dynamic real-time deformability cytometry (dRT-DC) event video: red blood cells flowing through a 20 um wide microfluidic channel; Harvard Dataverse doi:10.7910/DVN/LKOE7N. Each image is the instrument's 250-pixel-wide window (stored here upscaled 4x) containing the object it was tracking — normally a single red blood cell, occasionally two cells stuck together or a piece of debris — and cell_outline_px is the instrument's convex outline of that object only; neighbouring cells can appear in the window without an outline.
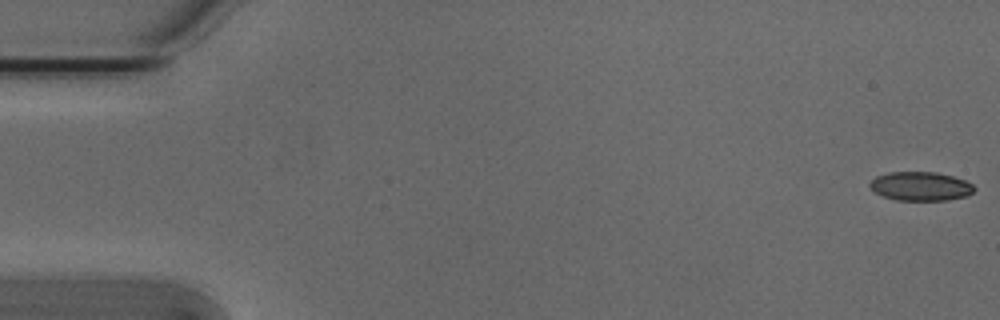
{"species": "Egyptian fruit bat (a non-hibernating species)", "species_latin": "Rousettus aegyptiacus", "temperature_condition": "cold", "stored_images_in_passage": 20, "camera_frame_rate_fps": 3000, "um_per_image_px": 0.085, "animal": {"sex": "male"}, "frame": {"image": 1, "passage_image": 1, "time_ms": 0.0, "image_size_px": [1000, 320], "cell_outline_px": [[976, 188], [968, 196], [948, 200], [896, 200], [884, 196], [876, 192], [868, 184], [876, 176], [888, 172], [936, 172], [952, 176], [964, 180], [972, 184]], "centroid_in_image_um": [78.27, 15.83], "position_along_channel_um": 6.7, "area_um2": 17.51}}
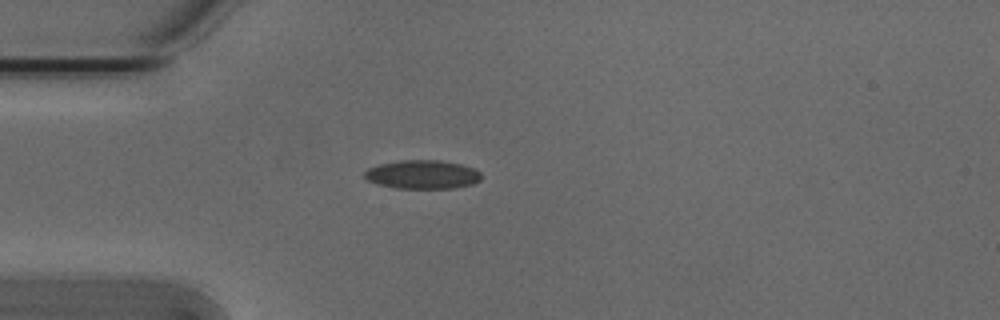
{"frame": {"image": 2, "passage_image": 15, "time_ms": 4.667, "image_size_px": [1000, 320], "cell_outline_px": [[480, 180], [472, 184], [452, 188], [396, 188], [380, 184], [368, 180], [364, 176], [364, 172], [368, 168], [380, 164], [400, 160], [440, 160], [460, 164], [476, 168], [480, 172]], "centroid_in_image_um": [35.92, 14.82], "position_along_channel_um": 49.1, "area_um2": 19.42}}